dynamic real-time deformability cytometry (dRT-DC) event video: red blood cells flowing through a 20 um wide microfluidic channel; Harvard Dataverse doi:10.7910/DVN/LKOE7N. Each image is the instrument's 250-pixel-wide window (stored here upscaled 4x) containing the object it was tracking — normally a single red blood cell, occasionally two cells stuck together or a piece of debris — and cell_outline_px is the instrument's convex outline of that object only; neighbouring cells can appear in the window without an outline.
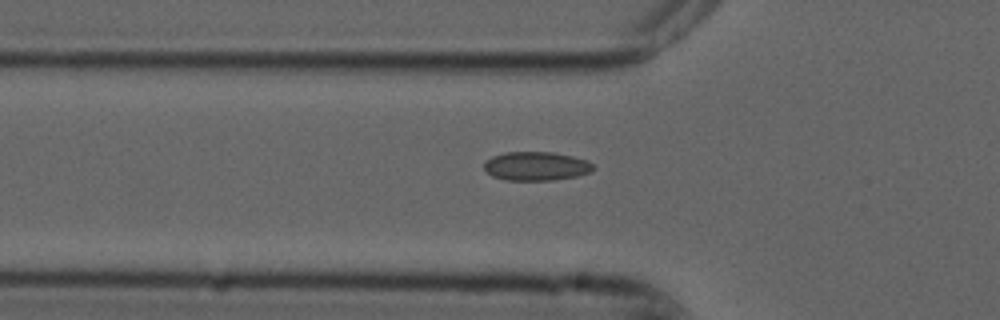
{"species": "common noctule bat (a hibernating species)", "species_latin": "Nyctalus noctula", "temperature_condition": "cold", "stored_images_in_passage": 47, "camera_frame_rate_fps": 3000, "um_per_image_px": 0.085, "animal": {"sex": "male", "forearm_length_mm": 52.5}, "frame": {"image": 1, "passage_image": 18, "time_ms": 5.667, "image_size_px": [1000, 320], "cell_outline_px": [[596, 168], [592, 172], [576, 176], [552, 180], [504, 180], [492, 176], [484, 168], [484, 164], [492, 156], [504, 152], [552, 152], [572, 156], [584, 160], [592, 164]], "centroid_in_image_um": [45.58, 14.12], "position_along_channel_um": 80.2, "area_um2": 18.26}}
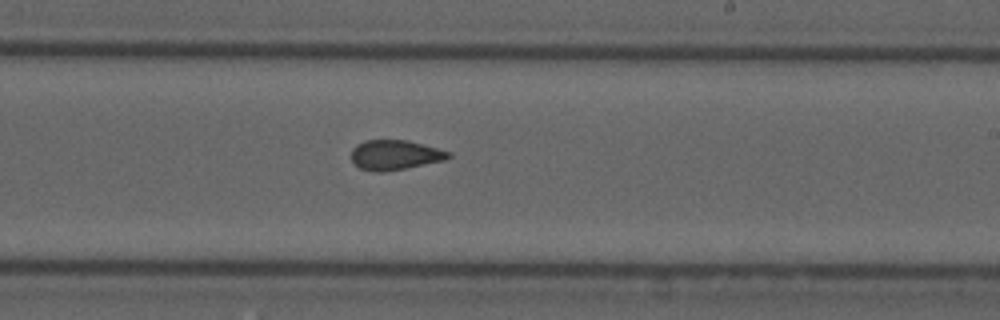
{"frame": {"image": 2, "passage_image": 32, "time_ms": 10.333, "image_size_px": [1000, 320], "cell_outline_px": [[452, 156], [444, 160], [384, 172], [372, 172], [360, 168], [352, 160], [352, 148], [356, 144], [364, 140], [408, 140], [452, 152]], "centroid_in_image_um": [33.56, 13.16], "position_along_channel_um": 255.4, "area_um2": 16.88}}
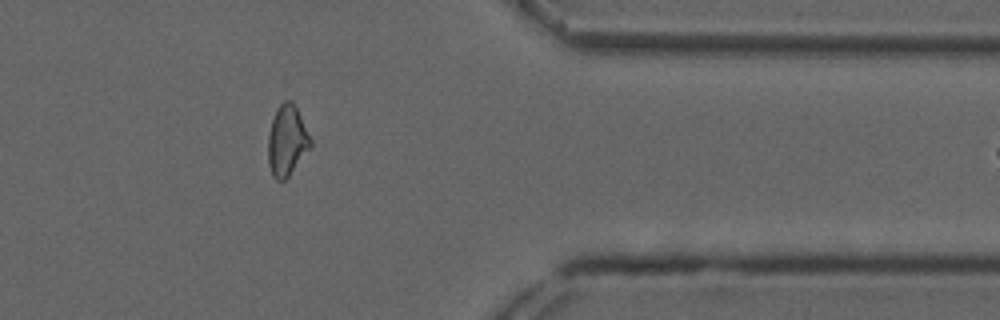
{"frame": {"image": 3, "passage_image": 44, "time_ms": 14.333, "image_size_px": [1000, 320], "cell_outline_px": [[312, 144], [288, 176], [284, 180], [276, 180], [272, 176], [268, 164], [268, 136], [272, 120], [276, 108], [284, 100], [292, 100], [312, 140]], "centroid_in_image_um": [24.37, 11.94], "position_along_channel_um": 387.0, "area_um2": 17.22}}